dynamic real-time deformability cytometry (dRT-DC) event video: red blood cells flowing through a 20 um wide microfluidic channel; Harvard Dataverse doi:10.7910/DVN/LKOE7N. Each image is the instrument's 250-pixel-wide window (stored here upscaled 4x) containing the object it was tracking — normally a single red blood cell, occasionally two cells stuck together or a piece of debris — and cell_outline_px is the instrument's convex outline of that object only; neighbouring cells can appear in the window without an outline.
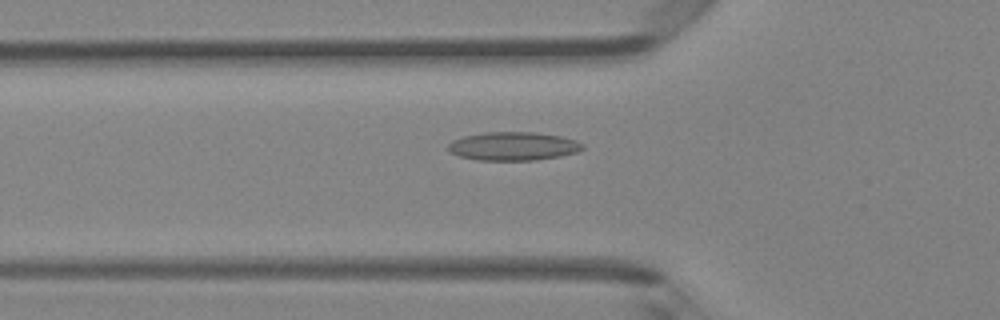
{"species": "Egyptian fruit bat (a non-hibernating species)", "species_latin": "Rousettus aegyptiacus", "temperature_condition": "room temperature", "stored_images_in_passage": 37, "camera_frame_rate_fps": 3000, "um_per_image_px": 0.085, "animal": {"sex": "female"}, "frame": {"image": 1, "passage_image": 16, "time_ms": 5.0, "image_size_px": [1000, 320], "cell_outline_px": [[584, 148], [576, 152], [560, 156], [536, 160], [476, 160], [460, 156], [452, 152], [448, 148], [448, 144], [452, 140], [464, 136], [484, 132], [532, 132], [560, 136], [576, 140], [584, 144]], "centroid_in_image_um": [43.63, 12.42], "position_along_channel_um": 82.2, "area_um2": 22.25}}
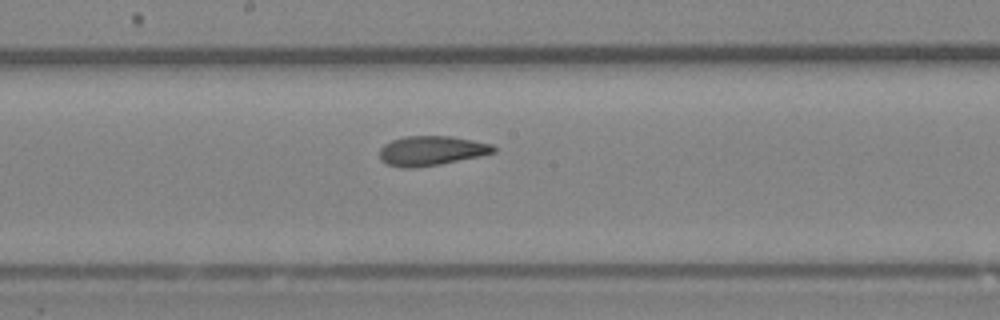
{"frame": {"image": 2, "passage_image": 25, "time_ms": 8.0, "image_size_px": [1000, 320], "cell_outline_px": [[496, 152], [480, 156], [440, 164], [416, 168], [400, 168], [388, 164], [380, 160], [380, 148], [384, 144], [392, 140], [404, 136], [452, 136], [492, 144], [496, 148]], "centroid_in_image_um": [36.66, 12.81], "position_along_channel_um": 211.5, "area_um2": 19.77}}
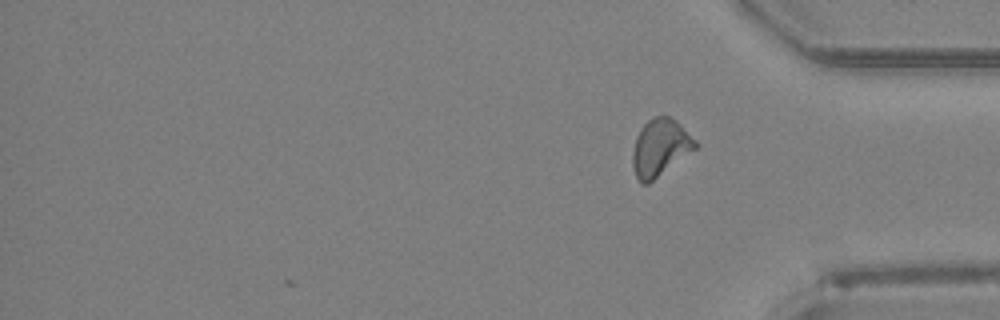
{"frame": {"image": 3, "passage_image": 37, "time_ms": 12.0, "image_size_px": [1000, 320], "cell_outline_px": [[700, 144], [696, 148], [648, 184], [640, 184], [636, 176], [632, 164], [632, 152], [636, 136], [640, 128], [652, 116], [668, 116], [676, 120]], "centroid_in_image_um": [56.1, 12.53], "position_along_channel_um": 379.1, "area_um2": 20.87}, "authors_computed_cell_mechanics": {"area_um2": 20.6346, "velocity_mm_per_s": 4.3278, "shape_relaxation_time_tau1_ms": null, "shape_relaxation_time_tau2_ms": 1.8711, "deformation_change_tau1": null, "deformation_change_tau2": 0.0875}}